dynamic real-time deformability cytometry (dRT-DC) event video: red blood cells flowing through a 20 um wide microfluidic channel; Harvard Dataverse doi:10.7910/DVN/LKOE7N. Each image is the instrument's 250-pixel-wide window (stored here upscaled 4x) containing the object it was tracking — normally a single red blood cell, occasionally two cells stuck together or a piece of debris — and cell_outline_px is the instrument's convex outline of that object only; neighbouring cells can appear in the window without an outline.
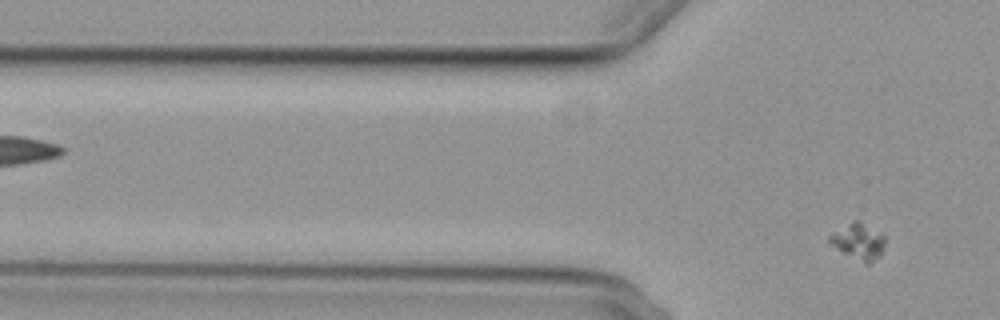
{"species": "common noctule bat (a hibernating species)", "species_latin": "Nyctalus noctula", "temperature_condition": "cold", "stored_images_in_passage": 7, "segment_of_instrument_passage": [2, 2], "camera_frame_rate_fps": 3000, "um_per_image_px": 0.085, "animal": {"sex": "female", "body_mass_g": 29.2, "forearm_length_mm": 56.3}, "frame": {"image": 1, "passage_image": 7, "time_ms": 7.0, "image_size_px": [1000, 320], "cell_outline_px": [[884, 244], [880, 256], [868, 264], [828, 244], [828, 236], [832, 232], [856, 220], [860, 220], [884, 236]], "centroid_in_image_um": [72.94, 20.5], "position_along_channel_um": 52.9, "area_um2": 11.33}}